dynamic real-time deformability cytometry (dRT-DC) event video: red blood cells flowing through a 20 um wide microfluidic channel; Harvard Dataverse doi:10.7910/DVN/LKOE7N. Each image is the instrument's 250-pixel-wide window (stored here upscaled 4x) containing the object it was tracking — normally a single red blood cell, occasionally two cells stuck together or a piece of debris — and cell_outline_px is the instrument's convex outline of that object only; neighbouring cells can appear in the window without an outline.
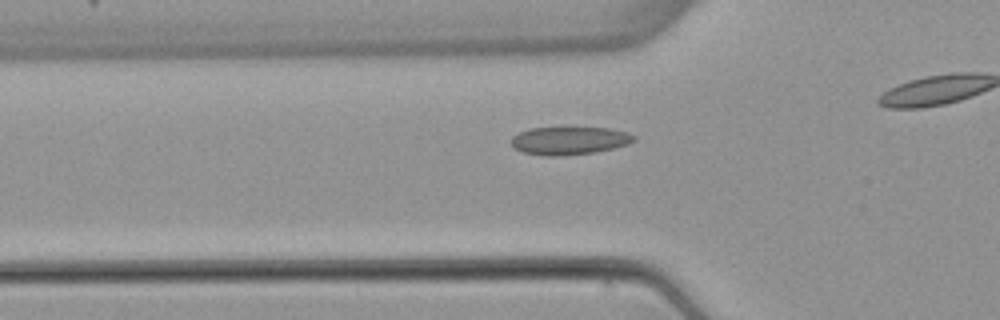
{"species": "common noctule bat (a hibernating species)", "species_latin": "Nyctalus noctula", "temperature_condition": "warm", "stored_images_in_passage": 43, "camera_frame_rate_fps": 3000, "um_per_image_px": 0.085, "animal": {"sex": "female", "body_mass_g": 22.7, "forearm_length_mm": 54.2}, "frame": {"image": 1, "passage_image": 19, "time_ms": 6.0, "image_size_px": [1000, 320], "cell_outline_px": [[636, 140], [628, 144], [596, 152], [560, 156], [544, 156], [524, 152], [516, 148], [512, 144], [512, 136], [528, 128], [608, 128], [628, 132], [636, 136]], "centroid_in_image_um": [48.42, 11.95], "position_along_channel_um": 77.4, "area_um2": 19.88}}
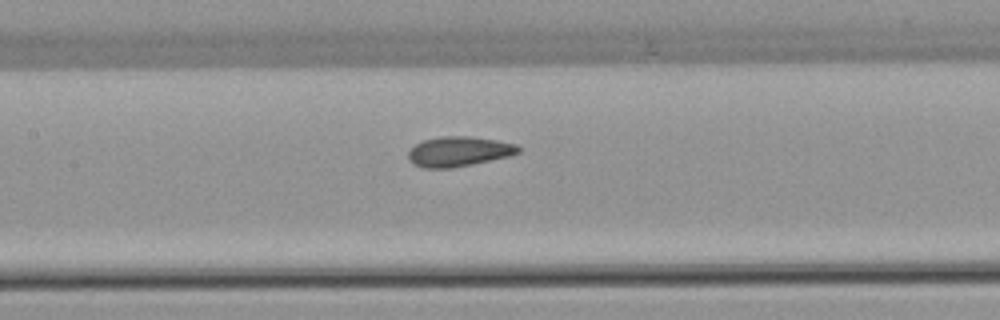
{"frame": {"image": 2, "passage_image": 26, "time_ms": 8.333, "image_size_px": [1000, 320], "cell_outline_px": [[520, 152], [512, 156], [452, 168], [424, 168], [412, 164], [408, 160], [408, 152], [416, 144], [424, 140], [440, 136], [468, 136], [496, 140], [516, 144], [520, 148]], "centroid_in_image_um": [39.0, 12.88], "position_along_channel_um": 168.4, "area_um2": 19.31}}
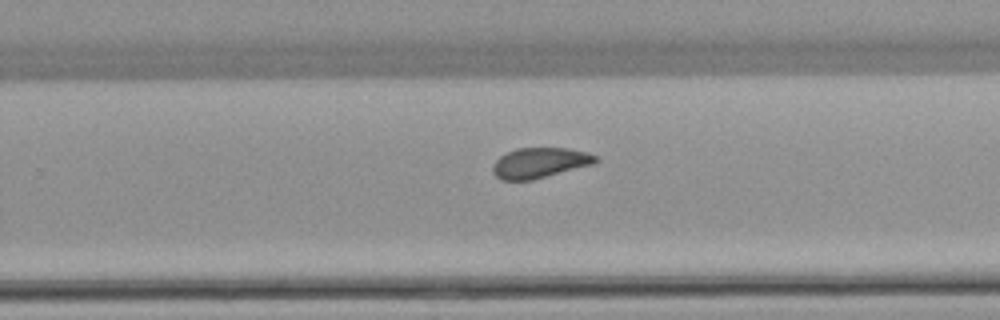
{"frame": {"image": 3, "passage_image": 35, "time_ms": 11.333, "image_size_px": [1000, 320], "cell_outline_px": [[600, 160], [596, 164], [532, 180], [500, 180], [492, 172], [492, 164], [500, 156], [516, 148], [568, 148], [588, 152], [596, 156]], "centroid_in_image_um": [45.91, 13.84], "position_along_channel_um": 283.9, "area_um2": 18.44}}